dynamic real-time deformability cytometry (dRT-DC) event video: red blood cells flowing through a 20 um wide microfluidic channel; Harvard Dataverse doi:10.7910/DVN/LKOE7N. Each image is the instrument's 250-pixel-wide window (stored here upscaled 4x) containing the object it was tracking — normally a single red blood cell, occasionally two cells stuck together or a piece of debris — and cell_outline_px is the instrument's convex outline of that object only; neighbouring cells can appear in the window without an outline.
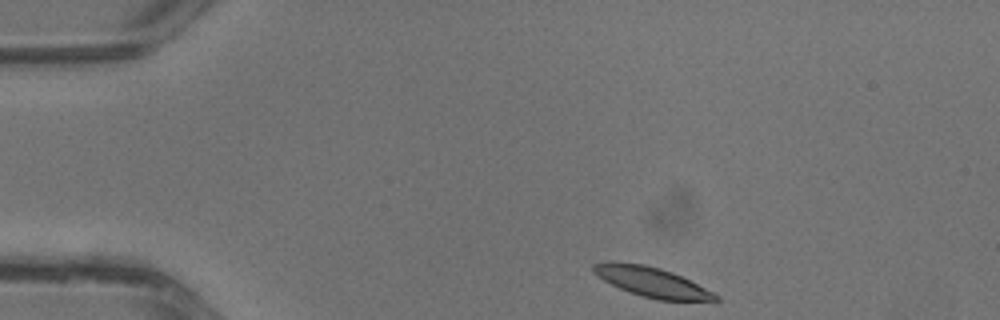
{"species": "common noctule bat (a hibernating species)", "species_latin": "Nyctalus noctula", "temperature_condition": "warm", "stored_images_in_passage": 32, "camera_frame_rate_fps": 3000, "um_per_image_px": 0.085, "animal": {"sex": "male", "body_mass_g": 13.3}, "frame": {"image": 1, "passage_image": 1, "time_ms": 0.0, "image_size_px": [1000, 320], "cell_outline_px": [[720, 300], [656, 300], [628, 292], [604, 280], [592, 268], [592, 264], [608, 260], [616, 260], [644, 264], [660, 268], [672, 272], [720, 296]], "centroid_in_image_um": [55.34, 23.94], "position_along_channel_um": 29.7, "area_um2": 20.98}}
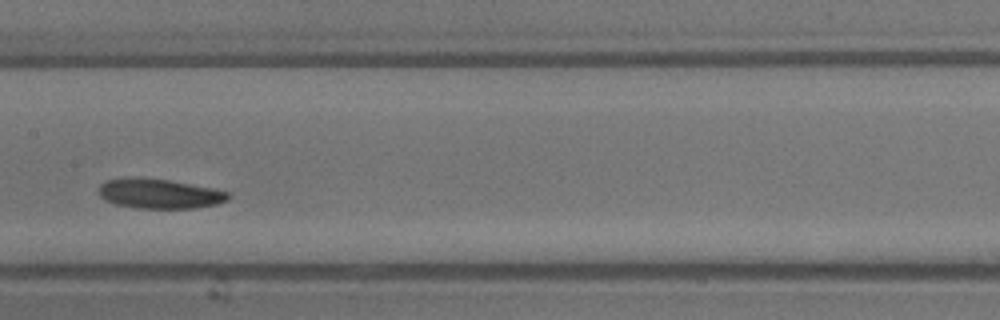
{"frame": {"image": 2, "passage_image": 14, "time_ms": 4.333, "image_size_px": [1000, 320], "cell_outline_px": [[232, 196], [228, 200], [216, 204], [196, 208], [136, 208], [116, 204], [104, 200], [96, 192], [100, 184], [108, 180], [168, 180], [212, 188], [228, 192]], "centroid_in_image_um": [13.59, 16.51], "position_along_channel_um": 193.8, "area_um2": 21.73}}
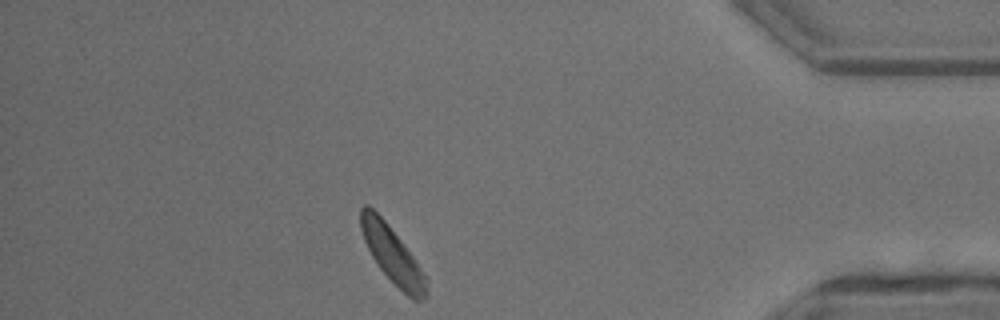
{"frame": {"image": 3, "passage_image": 28, "time_ms": 9.0, "image_size_px": [1000, 320], "cell_outline_px": [[428, 296], [420, 300], [412, 300], [380, 268], [372, 256], [364, 240], [360, 228], [360, 208], [364, 204], [368, 204], [384, 220], [400, 240], [428, 276]], "centroid_in_image_um": [33.38, 21.67], "position_along_channel_um": 401.8, "area_um2": 21.33}}